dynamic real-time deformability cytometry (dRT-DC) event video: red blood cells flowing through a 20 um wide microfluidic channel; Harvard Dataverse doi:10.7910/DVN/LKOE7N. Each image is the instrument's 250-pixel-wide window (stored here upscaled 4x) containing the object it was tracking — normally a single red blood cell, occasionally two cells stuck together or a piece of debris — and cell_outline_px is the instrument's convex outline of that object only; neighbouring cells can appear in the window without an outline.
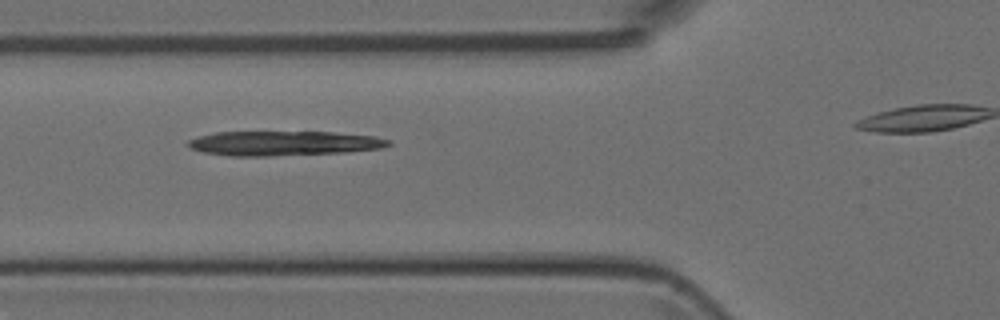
{"species": "Egyptian fruit bat (a non-hibernating species)", "species_latin": "Rousettus aegyptiacus", "temperature_condition": "room temperature", "stored_images_in_passage": 5, "camera_frame_rate_fps": 3000, "um_per_image_px": 0.085, "animal": {"sex": "female"}, "frame": {"image": 1, "passage_image": 3, "time_ms": 2.0, "image_size_px": [1000, 320], "cell_outline_px": [[392, 144], [380, 148], [344, 152], [268, 156], [228, 156], [204, 152], [192, 148], [184, 144], [188, 140], [200, 136], [216, 132], [332, 132], [376, 136], [392, 140]], "centroid_in_image_um": [24.12, 12.18], "position_along_channel_um": 101.7, "area_um2": 28.73}}